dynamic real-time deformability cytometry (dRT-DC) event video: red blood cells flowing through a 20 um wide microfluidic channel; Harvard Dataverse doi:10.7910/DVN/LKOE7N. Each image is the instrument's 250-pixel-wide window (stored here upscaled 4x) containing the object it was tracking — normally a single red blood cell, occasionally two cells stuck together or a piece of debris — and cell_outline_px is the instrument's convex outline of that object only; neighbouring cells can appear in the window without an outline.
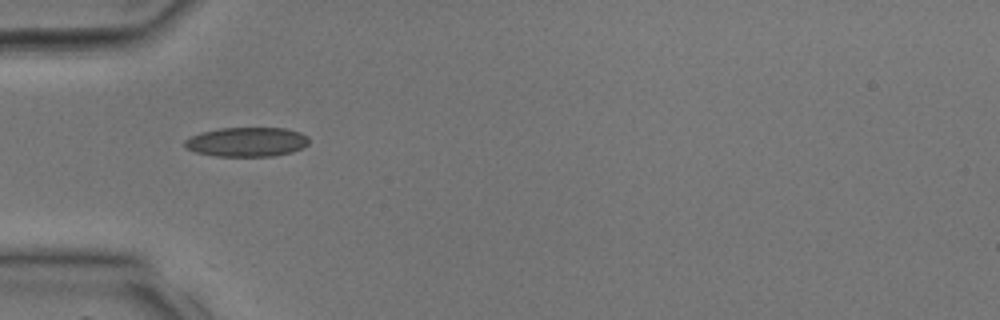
{"species": "common noctule bat (a hibernating species)", "species_latin": "Nyctalus noctula", "temperature_condition": "room temperature", "stored_images_in_passage": 2, "camera_frame_rate_fps": 3000, "um_per_image_px": 0.085, "animal": {"sex": "male", "body_mass_g": 17.9, "forearm_length_mm": 54.2}, "frame": {"image": 1, "passage_image": 2, "time_ms": 0.333, "image_size_px": [1000, 320], "cell_outline_px": [[308, 144], [292, 152], [272, 156], [216, 156], [196, 152], [184, 148], [184, 140], [192, 136], [204, 132], [220, 128], [284, 128], [300, 132], [308, 136]], "centroid_in_image_um": [20.97, 12.06], "position_along_channel_um": 64.0, "area_um2": 21.15}}